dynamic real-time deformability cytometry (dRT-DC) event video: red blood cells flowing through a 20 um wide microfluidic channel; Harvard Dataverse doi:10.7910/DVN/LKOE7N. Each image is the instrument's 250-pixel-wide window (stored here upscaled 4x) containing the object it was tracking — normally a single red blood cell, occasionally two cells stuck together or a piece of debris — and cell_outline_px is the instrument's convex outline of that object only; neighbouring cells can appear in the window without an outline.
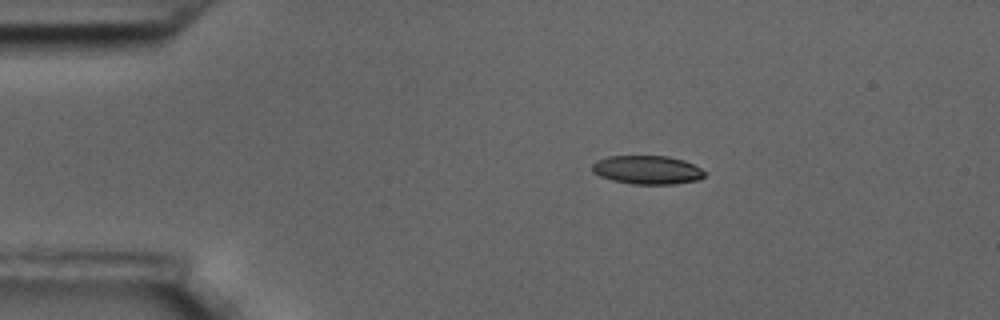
{"species": "common noctule bat (a hibernating species)", "species_latin": "Nyctalus noctula", "temperature_condition": "room temperature", "stored_images_in_passage": 4, "camera_frame_rate_fps": 3000, "um_per_image_px": 0.085, "animal": {"sex": "male", "body_mass_g": 17.5, "forearm_length_mm": 52.3}, "frame": {"image": 1, "passage_image": 1, "time_ms": 0.0, "image_size_px": [1000, 320], "cell_outline_px": [[704, 176], [696, 180], [672, 184], [632, 184], [612, 180], [600, 176], [592, 172], [592, 164], [596, 160], [608, 156], [668, 156], [684, 160], [700, 168], [704, 172]], "centroid_in_image_um": [54.97, 14.43], "position_along_channel_um": 30.0, "area_um2": 18.67}}
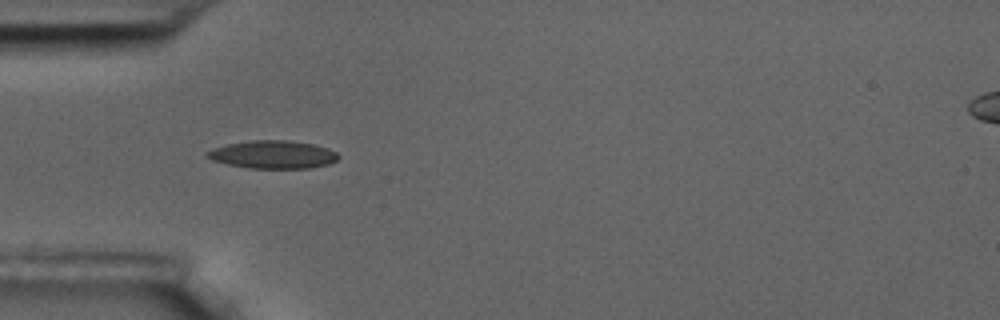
{"frame": {"image": 2, "passage_image": 3, "time_ms": 0.667, "image_size_px": [1000, 320], "cell_outline_px": [[340, 156], [336, 160], [328, 164], [312, 168], [248, 168], [228, 164], [212, 160], [204, 156], [204, 152], [212, 148], [228, 144], [252, 140], [288, 140], [312, 144], [328, 148], [336, 152]], "centroid_in_image_um": [23.17, 13.14], "position_along_channel_um": 61.8, "area_um2": 21.44}}